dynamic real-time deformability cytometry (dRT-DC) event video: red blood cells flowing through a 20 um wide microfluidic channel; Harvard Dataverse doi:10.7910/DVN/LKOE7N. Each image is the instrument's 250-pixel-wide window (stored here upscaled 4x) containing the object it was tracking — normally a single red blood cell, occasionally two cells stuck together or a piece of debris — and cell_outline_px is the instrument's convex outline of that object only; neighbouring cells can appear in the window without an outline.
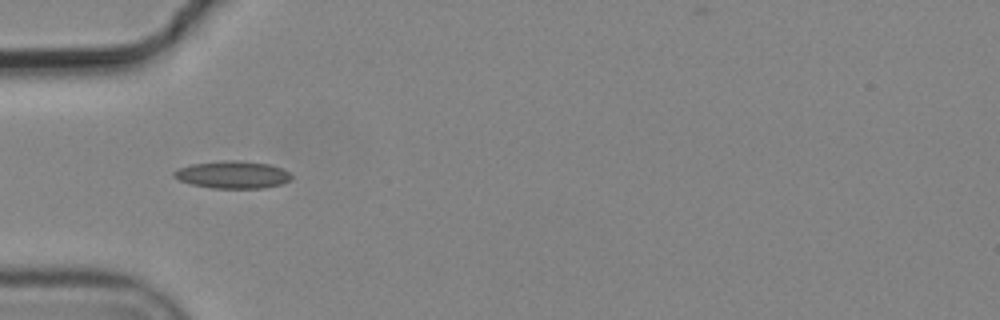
{"species": "common noctule bat (a hibernating species)", "species_latin": "Nyctalus noctula", "temperature_condition": "cold", "stored_images_in_passage": 7, "camera_frame_rate_fps": 3000, "um_per_image_px": 0.085, "animal": {"sex": "male", "body_mass_g": 19.2, "forearm_length_mm": 51.8}, "frame": {"image": 1, "passage_image": 5, "time_ms": 1.333, "image_size_px": [1000, 320], "cell_outline_px": [[292, 176], [288, 180], [280, 184], [264, 188], [212, 188], [192, 184], [180, 180], [172, 176], [172, 172], [176, 168], [192, 164], [224, 160], [240, 160], [272, 164], [288, 172]], "centroid_in_image_um": [19.73, 14.83], "position_along_channel_um": 65.3, "area_um2": 18.79}}
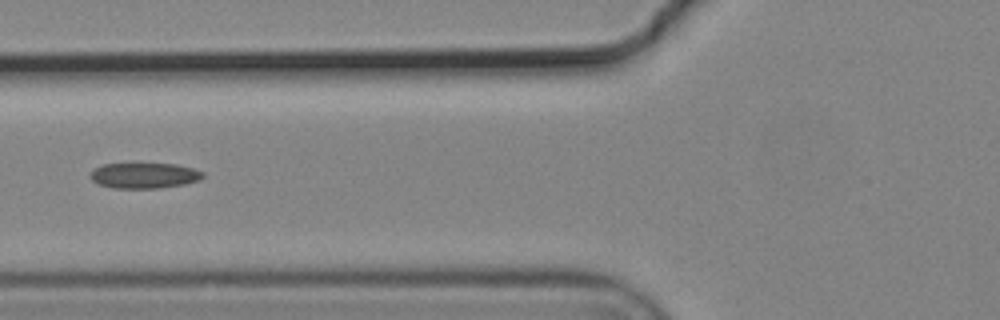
{"frame": {"image": 2, "passage_image": 6, "time_ms": 1.667, "image_size_px": [1000, 320], "cell_outline_px": [[204, 176], [200, 180], [184, 184], [160, 188], [112, 188], [96, 184], [88, 176], [96, 168], [104, 164], [132, 160], [176, 164], [192, 168], [204, 172]], "centroid_in_image_um": [12.23, 14.87], "position_along_channel_um": 113.6, "area_um2": 17.8}}
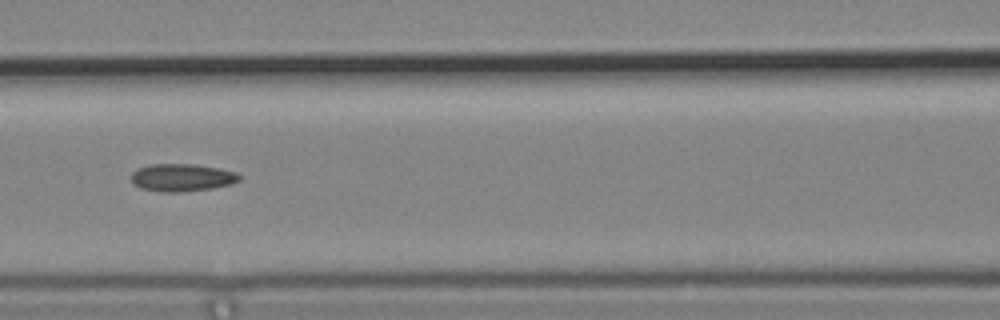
{"frame": {"image": 3, "passage_image": 7, "time_ms": 2.0, "image_size_px": [1000, 320], "cell_outline_px": [[240, 180], [232, 184], [212, 188], [180, 192], [160, 192], [140, 188], [132, 184], [132, 172], [148, 164], [196, 164], [220, 168], [236, 172], [240, 176]], "centroid_in_image_um": [15.47, 15.09], "position_along_channel_um": 151.1, "area_um2": 17.51}}